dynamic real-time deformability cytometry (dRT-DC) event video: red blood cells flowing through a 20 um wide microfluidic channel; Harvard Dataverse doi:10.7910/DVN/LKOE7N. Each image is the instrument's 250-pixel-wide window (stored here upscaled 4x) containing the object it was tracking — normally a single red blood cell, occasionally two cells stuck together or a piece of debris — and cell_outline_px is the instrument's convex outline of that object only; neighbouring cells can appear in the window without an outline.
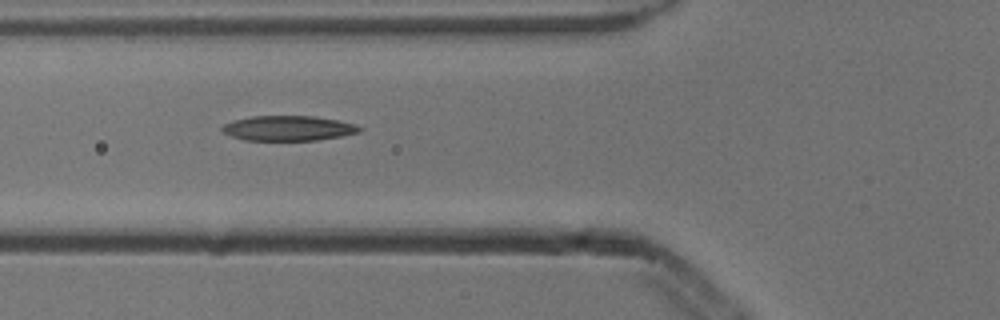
{"species": "common noctule bat (a hibernating species)", "species_latin": "Nyctalus noctula", "temperature_condition": "cold", "stored_images_in_passage": 5, "camera_frame_rate_fps": 3000, "um_per_image_px": 0.085, "animal": {"sex": "male", "body_mass_g": 13.3}, "frame": {"image": 1, "passage_image": 4, "time_ms": 1.0, "image_size_px": [1000, 320], "cell_outline_px": [[364, 128], [360, 132], [340, 136], [316, 140], [244, 140], [232, 136], [224, 132], [220, 128], [224, 124], [232, 120], [252, 116], [312, 116], [336, 120], [356, 124]], "centroid_in_image_um": [24.5, 10.89], "position_along_channel_um": 101.3, "area_um2": 19.94}}
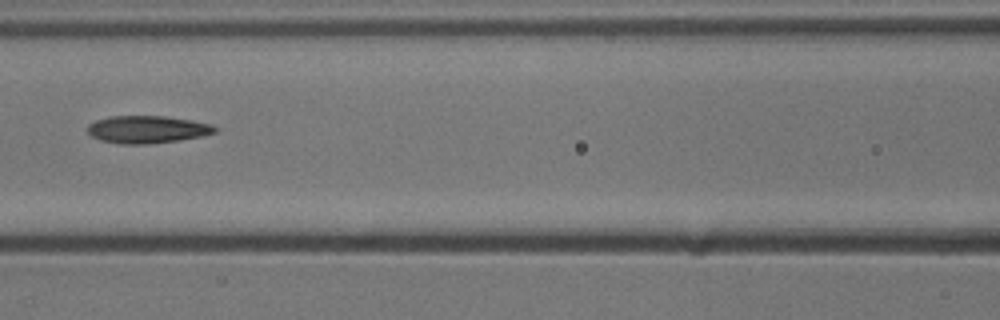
{"frame": {"image": 2, "passage_image": 5, "time_ms": 1.333, "image_size_px": [1000, 320], "cell_outline_px": [[216, 132], [200, 136], [180, 140], [148, 144], [120, 144], [100, 140], [92, 136], [88, 132], [88, 124], [96, 120], [112, 116], [164, 116], [192, 120], [212, 124], [216, 128]], "centroid_in_image_um": [12.51, 11.0], "position_along_channel_um": 154.1, "area_um2": 20.35}}